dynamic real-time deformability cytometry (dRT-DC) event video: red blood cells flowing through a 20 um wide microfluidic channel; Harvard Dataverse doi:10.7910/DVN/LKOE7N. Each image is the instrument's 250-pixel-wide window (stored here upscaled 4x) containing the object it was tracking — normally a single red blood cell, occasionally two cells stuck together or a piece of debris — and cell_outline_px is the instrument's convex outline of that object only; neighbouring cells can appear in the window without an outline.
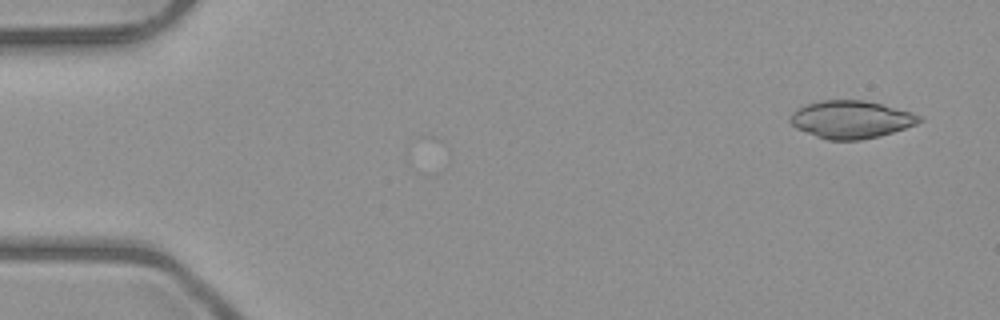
{"species": "common noctule bat (a hibernating species)", "species_latin": "Nyctalus noctula", "temperature_condition": "room temperature", "stored_images_in_passage": 2, "camera_frame_rate_fps": 3000, "um_per_image_px": 0.085, "animal": {"sex": "male", "body_mass_g": 23.1, "forearm_length_mm": 52.7}, "frame": {"image": 1, "passage_image": 1, "time_ms": 0.0, "image_size_px": [1000, 320], "cell_outline_px": [[924, 120], [916, 124], [880, 136], [860, 140], [828, 140], [816, 136], [796, 128], [788, 120], [792, 112], [804, 104], [820, 100], [864, 100], [912, 112], [924, 116]], "centroid_in_image_um": [72.34, 10.15], "position_along_channel_um": 12.7, "area_um2": 28.44}}